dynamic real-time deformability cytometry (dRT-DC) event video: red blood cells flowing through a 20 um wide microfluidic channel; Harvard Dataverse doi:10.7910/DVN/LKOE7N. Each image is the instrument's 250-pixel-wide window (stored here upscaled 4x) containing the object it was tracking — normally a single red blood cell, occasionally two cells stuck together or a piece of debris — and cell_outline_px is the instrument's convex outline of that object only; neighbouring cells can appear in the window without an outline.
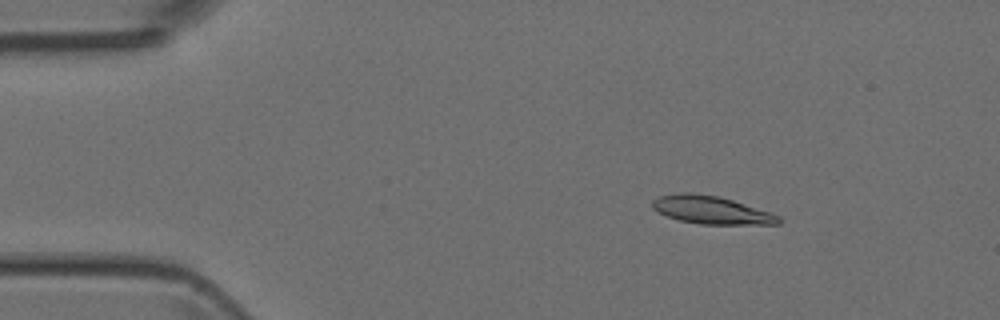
{"species": "Egyptian fruit bat (a non-hibernating species)", "species_latin": "Rousettus aegyptiacus", "temperature_condition": "room temperature", "stored_images_in_passage": 4, "camera_frame_rate_fps": 3000, "um_per_image_px": 0.085, "animal": {"sex": "female"}, "frame": {"image": 1, "passage_image": 2, "time_ms": 1.0, "image_size_px": [1000, 320], "cell_outline_px": [[780, 224], [700, 224], [680, 220], [668, 216], [652, 208], [652, 200], [660, 196], [680, 192], [692, 192], [720, 196], [772, 212], [780, 216]], "centroid_in_image_um": [60.48, 17.84], "position_along_channel_um": 24.5, "area_um2": 20.58}}
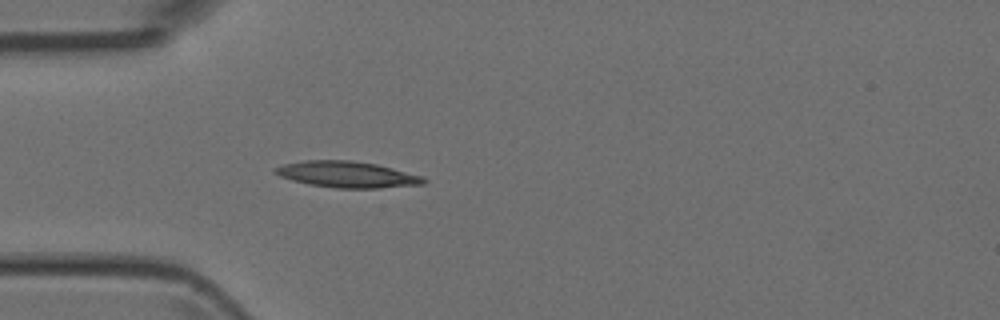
{"frame": {"image": 2, "passage_image": 4, "time_ms": 3.333, "image_size_px": [1000, 320], "cell_outline_px": [[428, 180], [424, 184], [380, 188], [336, 188], [308, 184], [292, 180], [280, 176], [272, 172], [272, 168], [284, 164], [304, 160], [352, 160], [376, 164], [424, 176]], "centroid_in_image_um": [29.5, 14.83], "position_along_channel_um": 55.5, "area_um2": 22.83}}